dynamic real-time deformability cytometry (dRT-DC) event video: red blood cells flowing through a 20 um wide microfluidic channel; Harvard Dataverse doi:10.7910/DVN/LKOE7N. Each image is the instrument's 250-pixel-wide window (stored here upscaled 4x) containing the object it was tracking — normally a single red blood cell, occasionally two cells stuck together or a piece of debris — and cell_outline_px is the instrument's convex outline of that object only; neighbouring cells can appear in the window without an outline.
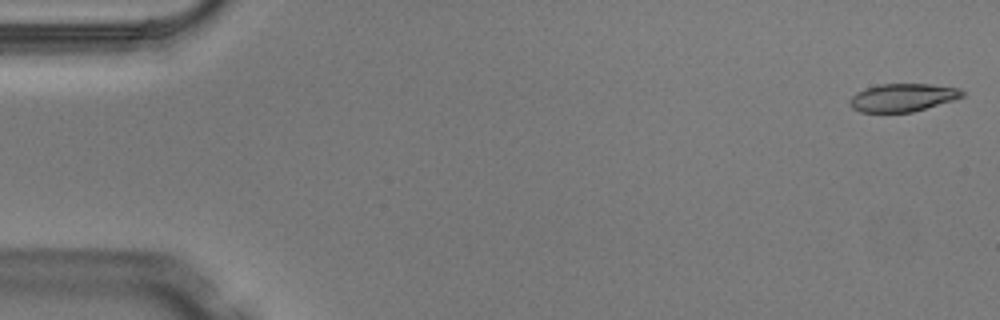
{"species": "Egyptian fruit bat (a non-hibernating species)", "species_latin": "Rousettus aegyptiacus", "temperature_condition": "warm", "stored_images_in_passage": 7, "camera_frame_rate_fps": 3000, "um_per_image_px": 0.085, "animal": {"sex": "male"}, "frame": {"image": 1, "passage_image": 1, "time_ms": 0.0, "image_size_px": [1000, 320], "cell_outline_px": [[964, 96], [956, 100], [912, 112], [860, 112], [852, 108], [848, 104], [848, 100], [856, 92], [864, 88], [880, 84], [932, 84], [960, 88], [964, 92]], "centroid_in_image_um": [76.73, 8.29], "position_along_channel_um": 8.3, "area_um2": 18.61}}
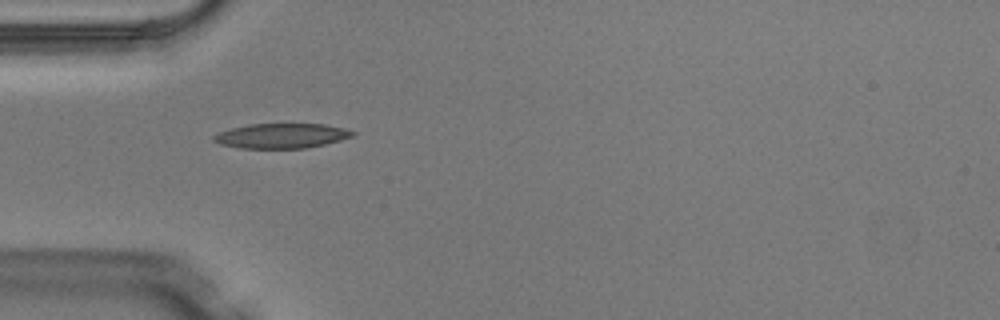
{"frame": {"image": 2, "passage_image": 5, "time_ms": 1.333, "image_size_px": [1000, 320], "cell_outline_px": [[356, 132], [352, 136], [340, 140], [324, 144], [304, 148], [240, 148], [220, 144], [212, 140], [212, 136], [220, 132], [232, 128], [248, 124], [324, 124], [344, 128]], "centroid_in_image_um": [23.91, 11.54], "position_along_channel_um": 61.1, "area_um2": 19.94}}
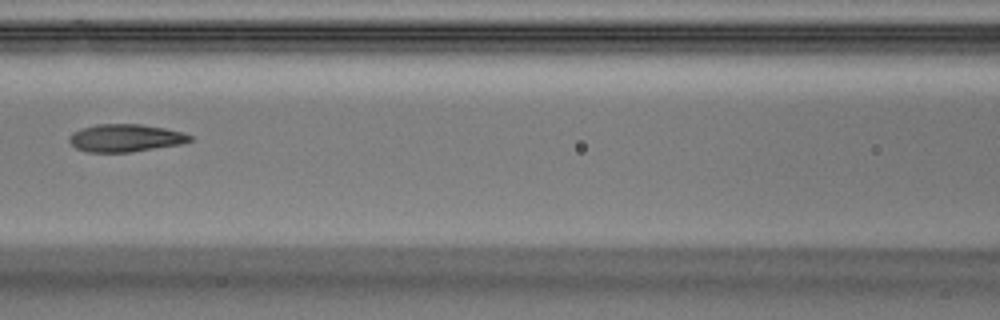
{"frame": {"image": 3, "passage_image": 7, "time_ms": 2.0, "image_size_px": [1000, 320], "cell_outline_px": [[192, 140], [180, 144], [132, 152], [88, 152], [76, 148], [68, 140], [68, 136], [72, 132], [96, 124], [140, 124], [164, 128], [184, 132], [192, 136]], "centroid_in_image_um": [10.66, 11.73], "position_along_channel_um": 155.9, "area_um2": 19.42}}